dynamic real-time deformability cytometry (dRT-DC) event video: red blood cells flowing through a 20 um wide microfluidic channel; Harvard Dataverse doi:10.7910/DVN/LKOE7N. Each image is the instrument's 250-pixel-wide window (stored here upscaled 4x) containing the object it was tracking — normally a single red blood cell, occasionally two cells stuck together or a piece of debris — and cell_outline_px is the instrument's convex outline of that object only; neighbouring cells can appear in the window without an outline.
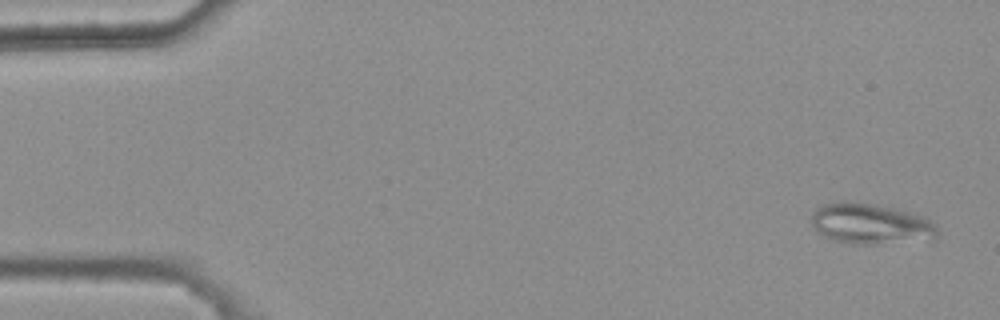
{"species": "common noctule bat (a hibernating species)", "species_latin": "Nyctalus noctula", "temperature_condition": "warm", "stored_images_in_passage": 4, "camera_frame_rate_fps": 3000, "um_per_image_px": 0.085, "animal": {"sex": "female", "body_mass_g": 25.1}, "frame": {"image": 1, "passage_image": 1, "time_ms": 0.0, "image_size_px": [1000, 320], "cell_outline_px": [[940, 240], [880, 244], [852, 244], [820, 236], [812, 228], [812, 212], [816, 208], [824, 204], [844, 200], [872, 204], [892, 208], [924, 216], [936, 224]], "centroid_in_image_um": [74.04, 19.05], "position_along_channel_um": 11.0, "area_um2": 30.58}}